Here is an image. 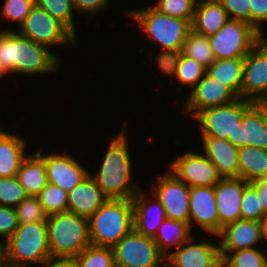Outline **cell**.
<instances>
[{
    "label": "cell",
    "mask_w": 267,
    "mask_h": 267,
    "mask_svg": "<svg viewBox=\"0 0 267 267\" xmlns=\"http://www.w3.org/2000/svg\"><path fill=\"white\" fill-rule=\"evenodd\" d=\"M67 199L68 212L88 219L107 200L90 174L68 192Z\"/></svg>",
    "instance_id": "cell-22"
},
{
    "label": "cell",
    "mask_w": 267,
    "mask_h": 267,
    "mask_svg": "<svg viewBox=\"0 0 267 267\" xmlns=\"http://www.w3.org/2000/svg\"><path fill=\"white\" fill-rule=\"evenodd\" d=\"M28 197L16 176L0 178V205L15 208Z\"/></svg>",
    "instance_id": "cell-38"
},
{
    "label": "cell",
    "mask_w": 267,
    "mask_h": 267,
    "mask_svg": "<svg viewBox=\"0 0 267 267\" xmlns=\"http://www.w3.org/2000/svg\"><path fill=\"white\" fill-rule=\"evenodd\" d=\"M10 74L6 69L5 67L3 66L2 64V61L0 60V80H1V77Z\"/></svg>",
    "instance_id": "cell-51"
},
{
    "label": "cell",
    "mask_w": 267,
    "mask_h": 267,
    "mask_svg": "<svg viewBox=\"0 0 267 267\" xmlns=\"http://www.w3.org/2000/svg\"><path fill=\"white\" fill-rule=\"evenodd\" d=\"M72 4L76 13L88 14L93 18L98 11L105 10L110 4V0H72ZM92 16V17H91Z\"/></svg>",
    "instance_id": "cell-44"
},
{
    "label": "cell",
    "mask_w": 267,
    "mask_h": 267,
    "mask_svg": "<svg viewBox=\"0 0 267 267\" xmlns=\"http://www.w3.org/2000/svg\"><path fill=\"white\" fill-rule=\"evenodd\" d=\"M90 244L113 247L133 228V201L107 199L88 219Z\"/></svg>",
    "instance_id": "cell-3"
},
{
    "label": "cell",
    "mask_w": 267,
    "mask_h": 267,
    "mask_svg": "<svg viewBox=\"0 0 267 267\" xmlns=\"http://www.w3.org/2000/svg\"><path fill=\"white\" fill-rule=\"evenodd\" d=\"M14 209L19 224L47 221V215L37 196H28L16 205Z\"/></svg>",
    "instance_id": "cell-37"
},
{
    "label": "cell",
    "mask_w": 267,
    "mask_h": 267,
    "mask_svg": "<svg viewBox=\"0 0 267 267\" xmlns=\"http://www.w3.org/2000/svg\"><path fill=\"white\" fill-rule=\"evenodd\" d=\"M40 267H80L75 257H50Z\"/></svg>",
    "instance_id": "cell-46"
},
{
    "label": "cell",
    "mask_w": 267,
    "mask_h": 267,
    "mask_svg": "<svg viewBox=\"0 0 267 267\" xmlns=\"http://www.w3.org/2000/svg\"><path fill=\"white\" fill-rule=\"evenodd\" d=\"M75 258L80 267H115L111 247L90 244Z\"/></svg>",
    "instance_id": "cell-34"
},
{
    "label": "cell",
    "mask_w": 267,
    "mask_h": 267,
    "mask_svg": "<svg viewBox=\"0 0 267 267\" xmlns=\"http://www.w3.org/2000/svg\"><path fill=\"white\" fill-rule=\"evenodd\" d=\"M220 251H238L262 244L261 224L254 220H237L224 226L216 235Z\"/></svg>",
    "instance_id": "cell-21"
},
{
    "label": "cell",
    "mask_w": 267,
    "mask_h": 267,
    "mask_svg": "<svg viewBox=\"0 0 267 267\" xmlns=\"http://www.w3.org/2000/svg\"><path fill=\"white\" fill-rule=\"evenodd\" d=\"M267 150V103H254L243 115L236 132V147Z\"/></svg>",
    "instance_id": "cell-20"
},
{
    "label": "cell",
    "mask_w": 267,
    "mask_h": 267,
    "mask_svg": "<svg viewBox=\"0 0 267 267\" xmlns=\"http://www.w3.org/2000/svg\"><path fill=\"white\" fill-rule=\"evenodd\" d=\"M53 52L49 47L21 36L12 28H2L0 31V60L11 74L36 76L55 73L62 59Z\"/></svg>",
    "instance_id": "cell-2"
},
{
    "label": "cell",
    "mask_w": 267,
    "mask_h": 267,
    "mask_svg": "<svg viewBox=\"0 0 267 267\" xmlns=\"http://www.w3.org/2000/svg\"><path fill=\"white\" fill-rule=\"evenodd\" d=\"M266 253L260 248L220 251L222 267H267Z\"/></svg>",
    "instance_id": "cell-32"
},
{
    "label": "cell",
    "mask_w": 267,
    "mask_h": 267,
    "mask_svg": "<svg viewBox=\"0 0 267 267\" xmlns=\"http://www.w3.org/2000/svg\"><path fill=\"white\" fill-rule=\"evenodd\" d=\"M245 58H229L215 60L206 74L227 86L237 97H241Z\"/></svg>",
    "instance_id": "cell-28"
},
{
    "label": "cell",
    "mask_w": 267,
    "mask_h": 267,
    "mask_svg": "<svg viewBox=\"0 0 267 267\" xmlns=\"http://www.w3.org/2000/svg\"><path fill=\"white\" fill-rule=\"evenodd\" d=\"M182 105V113L188 112L193 118L202 110L225 105L238 97L225 85L207 74L188 93ZM190 113V114H189Z\"/></svg>",
    "instance_id": "cell-13"
},
{
    "label": "cell",
    "mask_w": 267,
    "mask_h": 267,
    "mask_svg": "<svg viewBox=\"0 0 267 267\" xmlns=\"http://www.w3.org/2000/svg\"><path fill=\"white\" fill-rule=\"evenodd\" d=\"M151 193L163 205L168 219L189 223L190 187L173 173L166 171L157 176Z\"/></svg>",
    "instance_id": "cell-11"
},
{
    "label": "cell",
    "mask_w": 267,
    "mask_h": 267,
    "mask_svg": "<svg viewBox=\"0 0 267 267\" xmlns=\"http://www.w3.org/2000/svg\"><path fill=\"white\" fill-rule=\"evenodd\" d=\"M219 243L195 242L192 236L166 258L167 267H222Z\"/></svg>",
    "instance_id": "cell-15"
},
{
    "label": "cell",
    "mask_w": 267,
    "mask_h": 267,
    "mask_svg": "<svg viewBox=\"0 0 267 267\" xmlns=\"http://www.w3.org/2000/svg\"><path fill=\"white\" fill-rule=\"evenodd\" d=\"M120 132L109 140L99 169L90 175L107 199L132 200L143 186L133 183V163L127 141L126 123Z\"/></svg>",
    "instance_id": "cell-1"
},
{
    "label": "cell",
    "mask_w": 267,
    "mask_h": 267,
    "mask_svg": "<svg viewBox=\"0 0 267 267\" xmlns=\"http://www.w3.org/2000/svg\"><path fill=\"white\" fill-rule=\"evenodd\" d=\"M169 171L189 187H214L222 179L215 165L203 152L192 150L172 161Z\"/></svg>",
    "instance_id": "cell-12"
},
{
    "label": "cell",
    "mask_w": 267,
    "mask_h": 267,
    "mask_svg": "<svg viewBox=\"0 0 267 267\" xmlns=\"http://www.w3.org/2000/svg\"><path fill=\"white\" fill-rule=\"evenodd\" d=\"M181 54L182 51L178 50H161L155 57L158 69L165 76L174 77Z\"/></svg>",
    "instance_id": "cell-43"
},
{
    "label": "cell",
    "mask_w": 267,
    "mask_h": 267,
    "mask_svg": "<svg viewBox=\"0 0 267 267\" xmlns=\"http://www.w3.org/2000/svg\"><path fill=\"white\" fill-rule=\"evenodd\" d=\"M239 178L251 183L267 177V150L244 146L238 150Z\"/></svg>",
    "instance_id": "cell-29"
},
{
    "label": "cell",
    "mask_w": 267,
    "mask_h": 267,
    "mask_svg": "<svg viewBox=\"0 0 267 267\" xmlns=\"http://www.w3.org/2000/svg\"><path fill=\"white\" fill-rule=\"evenodd\" d=\"M255 102L238 97L233 102L210 107L200 111L195 119L200 128L201 137H216L228 140L236 146V132L244 113Z\"/></svg>",
    "instance_id": "cell-7"
},
{
    "label": "cell",
    "mask_w": 267,
    "mask_h": 267,
    "mask_svg": "<svg viewBox=\"0 0 267 267\" xmlns=\"http://www.w3.org/2000/svg\"><path fill=\"white\" fill-rule=\"evenodd\" d=\"M240 212L241 219L243 220H254L260 222L264 217L259 194L250 183L244 187Z\"/></svg>",
    "instance_id": "cell-39"
},
{
    "label": "cell",
    "mask_w": 267,
    "mask_h": 267,
    "mask_svg": "<svg viewBox=\"0 0 267 267\" xmlns=\"http://www.w3.org/2000/svg\"><path fill=\"white\" fill-rule=\"evenodd\" d=\"M23 37L46 47L78 45L77 38L44 9L34 5L31 12L16 31Z\"/></svg>",
    "instance_id": "cell-10"
},
{
    "label": "cell",
    "mask_w": 267,
    "mask_h": 267,
    "mask_svg": "<svg viewBox=\"0 0 267 267\" xmlns=\"http://www.w3.org/2000/svg\"><path fill=\"white\" fill-rule=\"evenodd\" d=\"M206 74V68L193 58L181 54L178 61L175 78L179 84L192 90Z\"/></svg>",
    "instance_id": "cell-35"
},
{
    "label": "cell",
    "mask_w": 267,
    "mask_h": 267,
    "mask_svg": "<svg viewBox=\"0 0 267 267\" xmlns=\"http://www.w3.org/2000/svg\"><path fill=\"white\" fill-rule=\"evenodd\" d=\"M138 23L147 41L159 45V50L182 51L187 34L192 30L188 20L174 18L159 12L152 5L142 9L124 11Z\"/></svg>",
    "instance_id": "cell-4"
},
{
    "label": "cell",
    "mask_w": 267,
    "mask_h": 267,
    "mask_svg": "<svg viewBox=\"0 0 267 267\" xmlns=\"http://www.w3.org/2000/svg\"><path fill=\"white\" fill-rule=\"evenodd\" d=\"M67 196L68 192L50 183H48L37 195L47 216L67 212Z\"/></svg>",
    "instance_id": "cell-33"
},
{
    "label": "cell",
    "mask_w": 267,
    "mask_h": 267,
    "mask_svg": "<svg viewBox=\"0 0 267 267\" xmlns=\"http://www.w3.org/2000/svg\"><path fill=\"white\" fill-rule=\"evenodd\" d=\"M43 149L28 154L22 161L16 178L24 187L28 196H37L48 184L46 174V162L44 161Z\"/></svg>",
    "instance_id": "cell-26"
},
{
    "label": "cell",
    "mask_w": 267,
    "mask_h": 267,
    "mask_svg": "<svg viewBox=\"0 0 267 267\" xmlns=\"http://www.w3.org/2000/svg\"><path fill=\"white\" fill-rule=\"evenodd\" d=\"M4 267H18V266H16V265H11V264H6Z\"/></svg>",
    "instance_id": "cell-52"
},
{
    "label": "cell",
    "mask_w": 267,
    "mask_h": 267,
    "mask_svg": "<svg viewBox=\"0 0 267 267\" xmlns=\"http://www.w3.org/2000/svg\"><path fill=\"white\" fill-rule=\"evenodd\" d=\"M7 263L5 248L3 245H0V267H4Z\"/></svg>",
    "instance_id": "cell-50"
},
{
    "label": "cell",
    "mask_w": 267,
    "mask_h": 267,
    "mask_svg": "<svg viewBox=\"0 0 267 267\" xmlns=\"http://www.w3.org/2000/svg\"><path fill=\"white\" fill-rule=\"evenodd\" d=\"M115 267H165L166 258L153 238L134 228L112 247Z\"/></svg>",
    "instance_id": "cell-9"
},
{
    "label": "cell",
    "mask_w": 267,
    "mask_h": 267,
    "mask_svg": "<svg viewBox=\"0 0 267 267\" xmlns=\"http://www.w3.org/2000/svg\"><path fill=\"white\" fill-rule=\"evenodd\" d=\"M182 54L193 58L205 68H208L215 61L209 37L195 33L193 30L187 34Z\"/></svg>",
    "instance_id": "cell-30"
},
{
    "label": "cell",
    "mask_w": 267,
    "mask_h": 267,
    "mask_svg": "<svg viewBox=\"0 0 267 267\" xmlns=\"http://www.w3.org/2000/svg\"><path fill=\"white\" fill-rule=\"evenodd\" d=\"M48 244L51 257H76L88 245V218L71 212L47 216Z\"/></svg>",
    "instance_id": "cell-5"
},
{
    "label": "cell",
    "mask_w": 267,
    "mask_h": 267,
    "mask_svg": "<svg viewBox=\"0 0 267 267\" xmlns=\"http://www.w3.org/2000/svg\"><path fill=\"white\" fill-rule=\"evenodd\" d=\"M261 224V232H262V242L265 243L267 241V215L262 218L260 221ZM265 240V241H264Z\"/></svg>",
    "instance_id": "cell-49"
},
{
    "label": "cell",
    "mask_w": 267,
    "mask_h": 267,
    "mask_svg": "<svg viewBox=\"0 0 267 267\" xmlns=\"http://www.w3.org/2000/svg\"><path fill=\"white\" fill-rule=\"evenodd\" d=\"M241 98L267 103V54L258 44L245 57Z\"/></svg>",
    "instance_id": "cell-14"
},
{
    "label": "cell",
    "mask_w": 267,
    "mask_h": 267,
    "mask_svg": "<svg viewBox=\"0 0 267 267\" xmlns=\"http://www.w3.org/2000/svg\"><path fill=\"white\" fill-rule=\"evenodd\" d=\"M18 219L14 208L0 205V245H3L18 227Z\"/></svg>",
    "instance_id": "cell-41"
},
{
    "label": "cell",
    "mask_w": 267,
    "mask_h": 267,
    "mask_svg": "<svg viewBox=\"0 0 267 267\" xmlns=\"http://www.w3.org/2000/svg\"><path fill=\"white\" fill-rule=\"evenodd\" d=\"M263 31H264V29L258 31V34H257V44L267 54V36H264Z\"/></svg>",
    "instance_id": "cell-48"
},
{
    "label": "cell",
    "mask_w": 267,
    "mask_h": 267,
    "mask_svg": "<svg viewBox=\"0 0 267 267\" xmlns=\"http://www.w3.org/2000/svg\"><path fill=\"white\" fill-rule=\"evenodd\" d=\"M26 138L0 128V178L16 176L24 158L28 155Z\"/></svg>",
    "instance_id": "cell-25"
},
{
    "label": "cell",
    "mask_w": 267,
    "mask_h": 267,
    "mask_svg": "<svg viewBox=\"0 0 267 267\" xmlns=\"http://www.w3.org/2000/svg\"><path fill=\"white\" fill-rule=\"evenodd\" d=\"M196 3L197 0H158L152 6L165 15L188 20L192 24Z\"/></svg>",
    "instance_id": "cell-36"
},
{
    "label": "cell",
    "mask_w": 267,
    "mask_h": 267,
    "mask_svg": "<svg viewBox=\"0 0 267 267\" xmlns=\"http://www.w3.org/2000/svg\"><path fill=\"white\" fill-rule=\"evenodd\" d=\"M34 5L35 0H5L0 14L5 20L17 22L20 27Z\"/></svg>",
    "instance_id": "cell-40"
},
{
    "label": "cell",
    "mask_w": 267,
    "mask_h": 267,
    "mask_svg": "<svg viewBox=\"0 0 267 267\" xmlns=\"http://www.w3.org/2000/svg\"><path fill=\"white\" fill-rule=\"evenodd\" d=\"M257 34L248 22L228 19L216 34L209 36L215 60L245 58L257 44Z\"/></svg>",
    "instance_id": "cell-8"
},
{
    "label": "cell",
    "mask_w": 267,
    "mask_h": 267,
    "mask_svg": "<svg viewBox=\"0 0 267 267\" xmlns=\"http://www.w3.org/2000/svg\"><path fill=\"white\" fill-rule=\"evenodd\" d=\"M35 5L63 24L77 39L72 0H35ZM74 12V13H73Z\"/></svg>",
    "instance_id": "cell-31"
},
{
    "label": "cell",
    "mask_w": 267,
    "mask_h": 267,
    "mask_svg": "<svg viewBox=\"0 0 267 267\" xmlns=\"http://www.w3.org/2000/svg\"><path fill=\"white\" fill-rule=\"evenodd\" d=\"M44 161L46 162V174L48 183L62 188L66 192H70L90 171L85 169L83 163L75 159L68 153L50 152L45 154Z\"/></svg>",
    "instance_id": "cell-16"
},
{
    "label": "cell",
    "mask_w": 267,
    "mask_h": 267,
    "mask_svg": "<svg viewBox=\"0 0 267 267\" xmlns=\"http://www.w3.org/2000/svg\"><path fill=\"white\" fill-rule=\"evenodd\" d=\"M226 10L229 19L250 24V0H218Z\"/></svg>",
    "instance_id": "cell-42"
},
{
    "label": "cell",
    "mask_w": 267,
    "mask_h": 267,
    "mask_svg": "<svg viewBox=\"0 0 267 267\" xmlns=\"http://www.w3.org/2000/svg\"><path fill=\"white\" fill-rule=\"evenodd\" d=\"M248 184L242 178H222L215 186L219 232L229 223L241 219V199Z\"/></svg>",
    "instance_id": "cell-18"
},
{
    "label": "cell",
    "mask_w": 267,
    "mask_h": 267,
    "mask_svg": "<svg viewBox=\"0 0 267 267\" xmlns=\"http://www.w3.org/2000/svg\"><path fill=\"white\" fill-rule=\"evenodd\" d=\"M203 150L207 158L215 165L222 178H238L239 162L236 146L228 140L216 137H202Z\"/></svg>",
    "instance_id": "cell-23"
},
{
    "label": "cell",
    "mask_w": 267,
    "mask_h": 267,
    "mask_svg": "<svg viewBox=\"0 0 267 267\" xmlns=\"http://www.w3.org/2000/svg\"><path fill=\"white\" fill-rule=\"evenodd\" d=\"M267 22V0H250V25L257 31Z\"/></svg>",
    "instance_id": "cell-45"
},
{
    "label": "cell",
    "mask_w": 267,
    "mask_h": 267,
    "mask_svg": "<svg viewBox=\"0 0 267 267\" xmlns=\"http://www.w3.org/2000/svg\"><path fill=\"white\" fill-rule=\"evenodd\" d=\"M226 10L218 0H197L192 30L204 36L216 34L228 21Z\"/></svg>",
    "instance_id": "cell-24"
},
{
    "label": "cell",
    "mask_w": 267,
    "mask_h": 267,
    "mask_svg": "<svg viewBox=\"0 0 267 267\" xmlns=\"http://www.w3.org/2000/svg\"><path fill=\"white\" fill-rule=\"evenodd\" d=\"M149 194L145 188H140L133 197V226L141 235L154 238L158 227L167 217L160 201L153 193L148 199Z\"/></svg>",
    "instance_id": "cell-19"
},
{
    "label": "cell",
    "mask_w": 267,
    "mask_h": 267,
    "mask_svg": "<svg viewBox=\"0 0 267 267\" xmlns=\"http://www.w3.org/2000/svg\"><path fill=\"white\" fill-rule=\"evenodd\" d=\"M207 231L209 235L219 233V220L214 187H190L189 226L195 225ZM193 225V226H192Z\"/></svg>",
    "instance_id": "cell-17"
},
{
    "label": "cell",
    "mask_w": 267,
    "mask_h": 267,
    "mask_svg": "<svg viewBox=\"0 0 267 267\" xmlns=\"http://www.w3.org/2000/svg\"><path fill=\"white\" fill-rule=\"evenodd\" d=\"M3 246L8 264L18 267H40L51 257L46 222L18 224Z\"/></svg>",
    "instance_id": "cell-6"
},
{
    "label": "cell",
    "mask_w": 267,
    "mask_h": 267,
    "mask_svg": "<svg viewBox=\"0 0 267 267\" xmlns=\"http://www.w3.org/2000/svg\"><path fill=\"white\" fill-rule=\"evenodd\" d=\"M189 223L166 218L158 227V231L153 238L161 254L167 258L172 254L174 248L179 249L192 236Z\"/></svg>",
    "instance_id": "cell-27"
},
{
    "label": "cell",
    "mask_w": 267,
    "mask_h": 267,
    "mask_svg": "<svg viewBox=\"0 0 267 267\" xmlns=\"http://www.w3.org/2000/svg\"><path fill=\"white\" fill-rule=\"evenodd\" d=\"M258 192L264 216L267 215V177L250 183Z\"/></svg>",
    "instance_id": "cell-47"
}]
</instances>
